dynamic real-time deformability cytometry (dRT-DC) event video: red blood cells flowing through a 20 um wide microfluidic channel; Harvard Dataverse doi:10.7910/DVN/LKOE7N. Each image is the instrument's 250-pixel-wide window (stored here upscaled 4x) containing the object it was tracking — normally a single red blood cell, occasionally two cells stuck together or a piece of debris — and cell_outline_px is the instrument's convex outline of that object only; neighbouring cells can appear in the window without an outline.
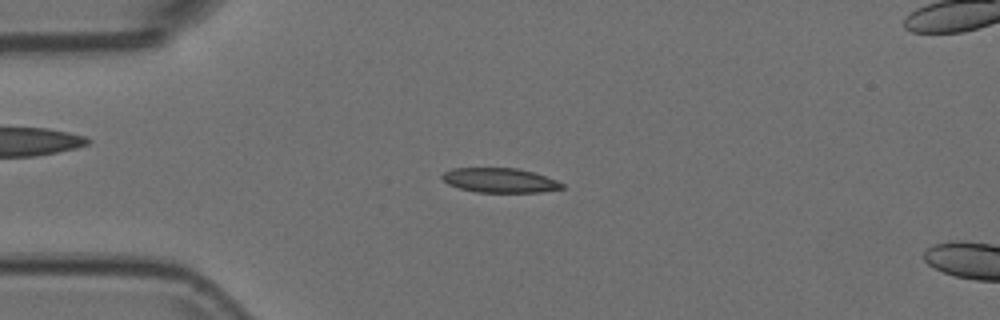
{"species": "Egyptian fruit bat (a non-hibernating species)", "species_latin": "Rousettus aegyptiacus", "temperature_condition": "room temperature", "stored_images_in_passage": 4, "camera_frame_rate_fps": 3000, "um_per_image_px": 0.085, "animal": {"sex": "female"}, "frame": {"image": 1, "passage_image": 1, "time_ms": 0.0, "image_size_px": [1000, 320], "cell_outline_px": [[564, 188], [540, 192], [476, 192], [460, 188], [448, 184], [440, 176], [444, 172], [452, 168], [516, 168], [532, 172], [556, 180], [564, 184]], "centroid_in_image_um": [42.46, 15.33], "position_along_channel_um": 42.5, "area_um2": 16.99}}